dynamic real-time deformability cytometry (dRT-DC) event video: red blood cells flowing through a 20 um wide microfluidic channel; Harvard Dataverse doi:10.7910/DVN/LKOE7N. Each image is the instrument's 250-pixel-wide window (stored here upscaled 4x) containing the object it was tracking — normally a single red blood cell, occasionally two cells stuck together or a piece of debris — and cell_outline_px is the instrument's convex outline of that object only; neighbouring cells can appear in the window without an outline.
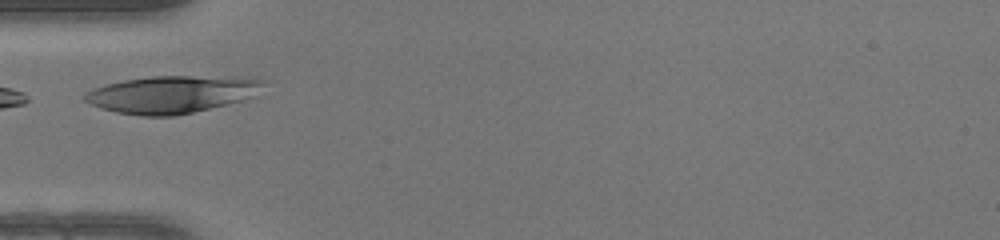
{"species": "human", "species_latin": "Homo sapiens", "temperature_condition": "warm", "stored_images_in_passage": 9, "camera_frame_rate_fps": 3000, "um_per_image_px": 0.085, "donor": {"sex": "female"}, "frame": {"image": 1, "passage_image": 1, "time_ms": 0.0, "image_size_px": [1000, 240], "cell_outline_px": [[268, 80], [264, 84], [244, 100], [176, 116], [140, 116], [116, 112], [100, 108], [84, 100], [84, 92], [104, 84], [124, 80], [152, 76], [252, 76]], "centroid_in_image_um": [14.61, 8.0], "position_along_channel_um": 70.4, "area_um2": 39.13}}
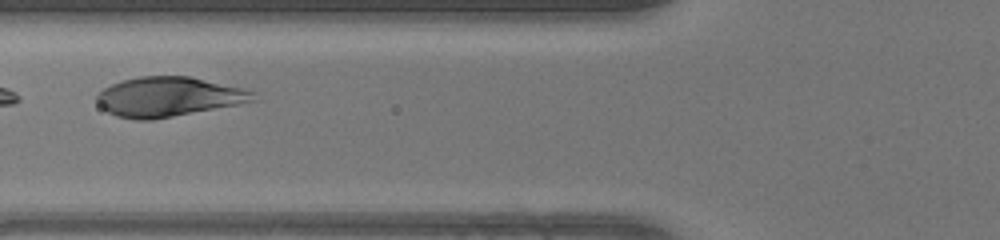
{"frame": {"image": 2, "passage_image": 4, "time_ms": 1.0, "image_size_px": [1000, 240], "cell_outline_px": [[260, 100], [240, 104], [152, 120], [136, 120], [116, 116], [108, 112], [96, 100], [96, 96], [104, 88], [112, 84], [124, 80], [140, 76], [188, 76], [240, 88], [256, 92]], "centroid_in_image_um": [14.36, 8.24], "position_along_channel_um": 111.4, "area_um2": 35.89}}